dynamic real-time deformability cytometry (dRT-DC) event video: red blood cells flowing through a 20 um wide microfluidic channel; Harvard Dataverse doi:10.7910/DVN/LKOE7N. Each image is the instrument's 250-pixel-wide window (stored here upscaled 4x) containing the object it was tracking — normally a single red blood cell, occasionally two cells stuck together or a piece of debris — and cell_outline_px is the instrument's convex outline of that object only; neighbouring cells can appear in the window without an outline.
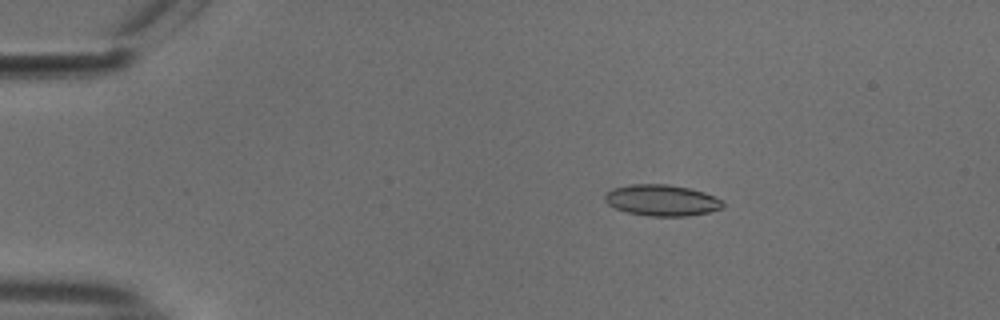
{"species": "common noctule bat (a hibernating species)", "species_latin": "Nyctalus noctula", "temperature_condition": "cold", "stored_images_in_passage": 54, "camera_frame_rate_fps": 3000, "um_per_image_px": 0.085, "animal": {"sex": "male", "body_mass_g": 18.8}, "frame": {"image": 1, "passage_image": 10, "time_ms": 3.0, "image_size_px": [1000, 320], "cell_outline_px": [[724, 208], [708, 212], [688, 216], [648, 216], [628, 212], [616, 208], [608, 204], [604, 200], [604, 192], [612, 188], [628, 184], [668, 184], [688, 188], [704, 192], [724, 200]], "centroid_in_image_um": [56.25, 17.02], "position_along_channel_um": 28.8, "area_um2": 21.68}}
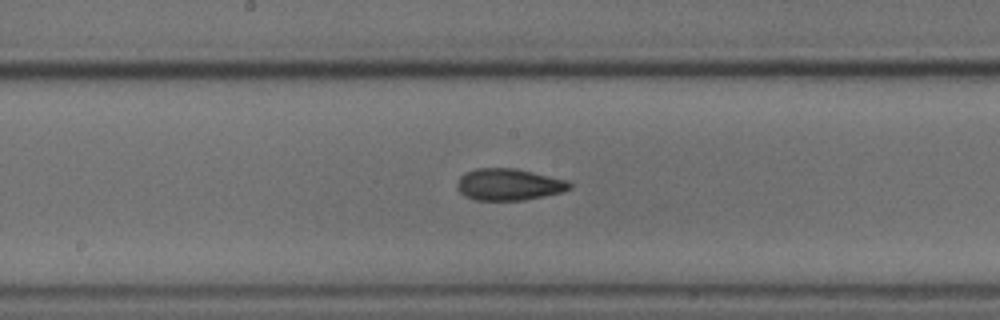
{"frame": {"image": 2, "passage_image": 29, "time_ms": 9.333, "image_size_px": [1000, 320], "cell_outline_px": [[572, 188], [564, 192], [524, 200], [476, 200], [464, 196], [456, 188], [456, 180], [464, 172], [476, 168], [516, 168], [568, 180], [572, 184]], "centroid_in_image_um": [43.24, 15.68], "position_along_channel_um": 205.0, "area_um2": 21.15}}
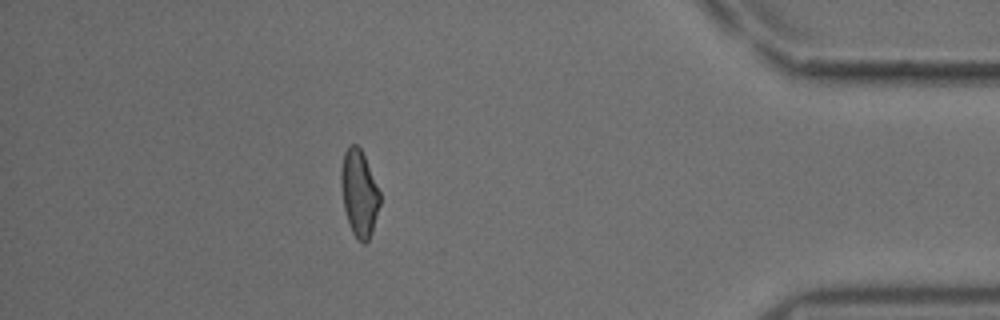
{"frame": {"image": 3, "passage_image": 48, "time_ms": 15.667, "image_size_px": [1000, 320], "cell_outline_px": [[380, 204], [372, 232], [368, 240], [364, 244], [360, 244], [356, 240], [352, 232], [344, 208], [340, 184], [340, 168], [344, 152], [348, 144], [356, 144], [360, 148], [364, 156], [380, 192]], "centroid_in_image_um": [30.51, 16.43], "position_along_channel_um": 404.7, "area_um2": 19.71}, "authors_computed_cell_mechanics": {"area_um2": 20.7502, "velocity_mm_per_s": 3.7806, "shape_relaxation_time_tau1_ms": 4.4981, "shape_relaxation_time_tau2_ms": 2.0566, "deformation_change_tau1": 0.1281, "deformation_change_tau2": 0.0826}}